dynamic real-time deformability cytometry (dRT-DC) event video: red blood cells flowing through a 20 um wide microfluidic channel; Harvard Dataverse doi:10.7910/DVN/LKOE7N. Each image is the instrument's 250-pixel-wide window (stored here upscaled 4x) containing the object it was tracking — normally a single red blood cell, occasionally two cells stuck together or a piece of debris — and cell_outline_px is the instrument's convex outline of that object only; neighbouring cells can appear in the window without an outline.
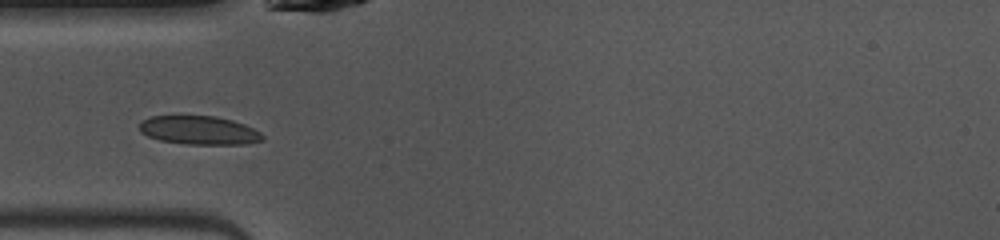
{"species": "common noctule bat (a hibernating species)", "species_latin": "Nyctalus noctula", "temperature_condition": "warm", "stored_images_in_passage": 15, "camera_frame_rate_fps": 3000, "um_per_image_px": 0.085, "animal": {"sex": "female", "body_mass_g": 10.0, "forearm_length_mm": 53.1}, "frame": {"image": 1, "passage_image": 5, "time_ms": 1.333, "image_size_px": [1000, 240], "cell_outline_px": [[264, 140], [244, 144], [184, 144], [160, 140], [148, 136], [140, 132], [140, 120], [152, 116], [216, 116], [232, 120], [244, 124], [260, 132], [264, 136]], "centroid_in_image_um": [16.91, 11.07], "position_along_channel_um": 68.1, "area_um2": 20.52}}
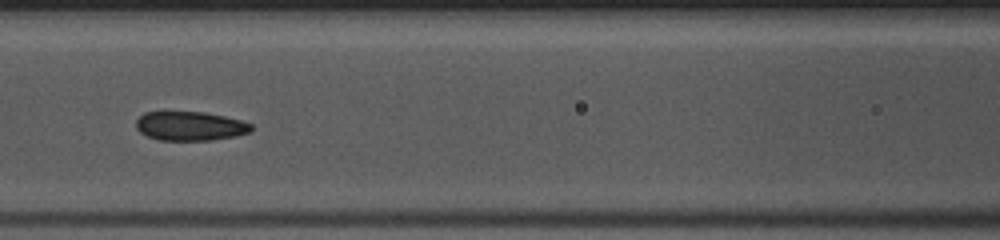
{"frame": {"image": 2, "passage_image": 11, "time_ms": 3.333, "image_size_px": [1000, 240], "cell_outline_px": [[252, 132], [236, 136], [212, 140], [160, 140], [148, 136], [140, 132], [136, 128], [136, 120], [144, 112], [204, 112], [224, 116], [240, 120], [252, 124]], "centroid_in_image_um": [16.17, 10.71], "position_along_channel_um": 150.4, "area_um2": 19.54}}